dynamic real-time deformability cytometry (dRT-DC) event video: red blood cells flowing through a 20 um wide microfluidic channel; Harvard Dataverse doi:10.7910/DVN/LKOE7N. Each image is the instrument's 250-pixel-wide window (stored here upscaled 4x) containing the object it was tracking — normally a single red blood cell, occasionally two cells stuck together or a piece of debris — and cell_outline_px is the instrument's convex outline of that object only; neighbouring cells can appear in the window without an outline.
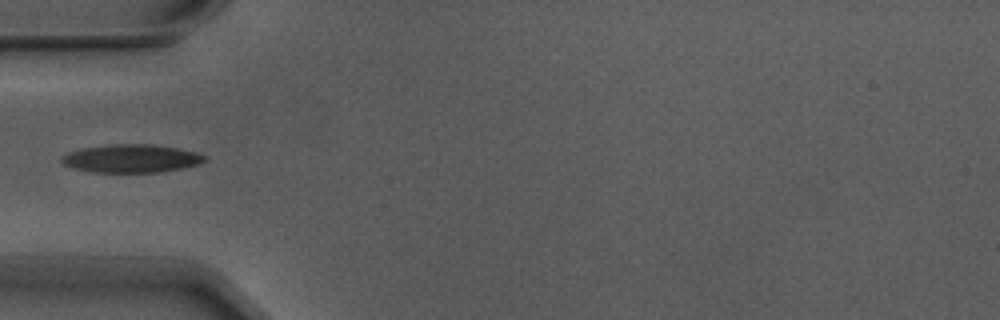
{"species": "Egyptian fruit bat (a non-hibernating species)", "species_latin": "Rousettus aegyptiacus", "temperature_condition": "warm", "stored_images_in_passage": 3, "camera_frame_rate_fps": 3000, "um_per_image_px": 0.085, "animal": {"sex": "male"}, "frame": {"image": 1, "passage_image": 2, "time_ms": 0.333, "image_size_px": [1000, 320], "cell_outline_px": [[208, 160], [200, 164], [160, 172], [92, 172], [72, 168], [64, 164], [60, 160], [60, 156], [68, 152], [84, 148], [108, 144], [148, 144], [176, 148], [196, 152], [208, 156]], "centroid_in_image_um": [11.16, 13.47], "position_along_channel_um": 73.8, "area_um2": 23.52}}